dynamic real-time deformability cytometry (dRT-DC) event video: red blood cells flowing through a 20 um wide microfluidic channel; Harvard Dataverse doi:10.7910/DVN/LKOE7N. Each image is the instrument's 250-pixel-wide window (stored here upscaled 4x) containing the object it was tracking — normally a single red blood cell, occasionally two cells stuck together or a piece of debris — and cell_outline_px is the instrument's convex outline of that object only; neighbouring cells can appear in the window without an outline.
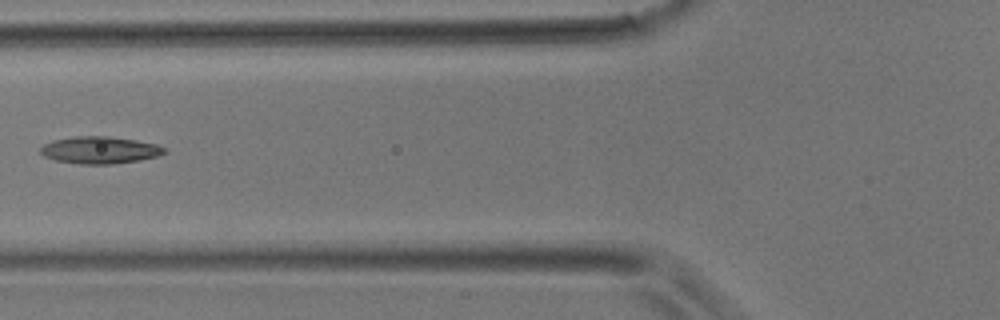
{"species": "common noctule bat (a hibernating species)", "species_latin": "Nyctalus noctula", "temperature_condition": "room temperature", "stored_images_in_passage": 5, "camera_frame_rate_fps": 3000, "um_per_image_px": 0.085, "animal": {"sex": "male", "body_mass_g": 17.9}, "frame": {"image": 1, "passage_image": 5, "time_ms": 1.333, "image_size_px": [1000, 320], "cell_outline_px": [[168, 152], [156, 156], [140, 160], [112, 164], [80, 164], [56, 160], [44, 156], [40, 152], [40, 148], [44, 144], [52, 140], [72, 136], [108, 136], [136, 140], [156, 144], [164, 148]], "centroid_in_image_um": [8.47, 12.75], "position_along_channel_um": 117.3, "area_um2": 19.59}}